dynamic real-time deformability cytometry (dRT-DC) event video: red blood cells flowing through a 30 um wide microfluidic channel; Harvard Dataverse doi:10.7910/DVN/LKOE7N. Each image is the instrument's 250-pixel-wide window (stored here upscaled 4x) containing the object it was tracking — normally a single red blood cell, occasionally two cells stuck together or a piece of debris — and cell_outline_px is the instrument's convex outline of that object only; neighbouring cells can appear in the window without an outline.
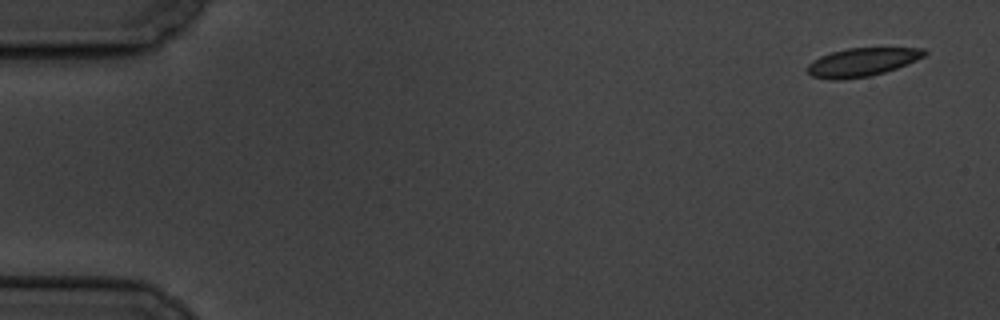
{"species": "common noctule bat (a hibernating species)", "species_latin": "Nyctalus noctula", "temperature_condition": "cold", "stored_images_in_passage": 11, "camera_frame_rate_fps": 3000, "um_per_image_px": 0.085, "animal": {"sex": "male", "body_mass_g": 19.5, "forearm_length_mm": 54.6}, "frame": {"image": 1, "passage_image": 1, "time_ms": 0.0, "image_size_px": [1000, 320], "cell_outline_px": [[928, 52], [924, 56], [916, 60], [896, 68], [884, 72], [868, 76], [840, 80], [832, 80], [812, 76], [804, 68], [812, 60], [820, 56], [832, 52], [848, 48], [924, 48]], "centroid_in_image_um": [73.23, 5.28], "position_along_channel_um": 11.8, "area_um2": 19.31}}
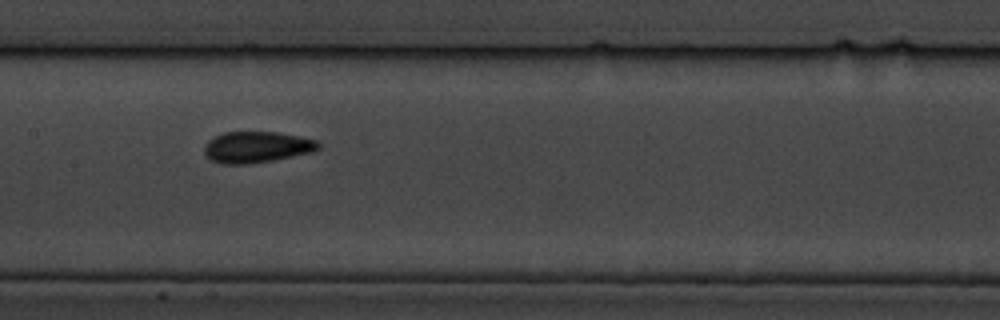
{"frame": {"image": 2, "passage_image": 8, "time_ms": 9.0, "image_size_px": [1000, 320], "cell_outline_px": [[320, 148], [312, 152], [272, 160], [248, 164], [220, 164], [212, 160], [204, 152], [204, 144], [208, 140], [224, 132], [276, 132], [300, 136], [316, 140], [320, 144]], "centroid_in_image_um": [21.81, 12.5], "position_along_channel_um": 185.6, "area_um2": 20.69}}
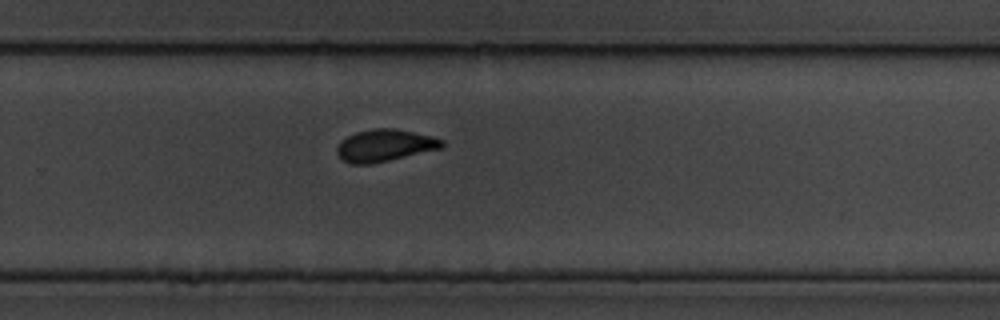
{"frame": {"image": 3, "passage_image": 11, "time_ms": 12.333, "image_size_px": [1000, 320], "cell_outline_px": [[444, 144], [440, 148], [372, 164], [352, 164], [344, 160], [336, 152], [336, 148], [340, 140], [356, 132], [372, 128], [396, 128], [432, 136], [444, 140]], "centroid_in_image_um": [32.68, 12.35], "position_along_channel_um": 297.1, "area_um2": 19.54}}